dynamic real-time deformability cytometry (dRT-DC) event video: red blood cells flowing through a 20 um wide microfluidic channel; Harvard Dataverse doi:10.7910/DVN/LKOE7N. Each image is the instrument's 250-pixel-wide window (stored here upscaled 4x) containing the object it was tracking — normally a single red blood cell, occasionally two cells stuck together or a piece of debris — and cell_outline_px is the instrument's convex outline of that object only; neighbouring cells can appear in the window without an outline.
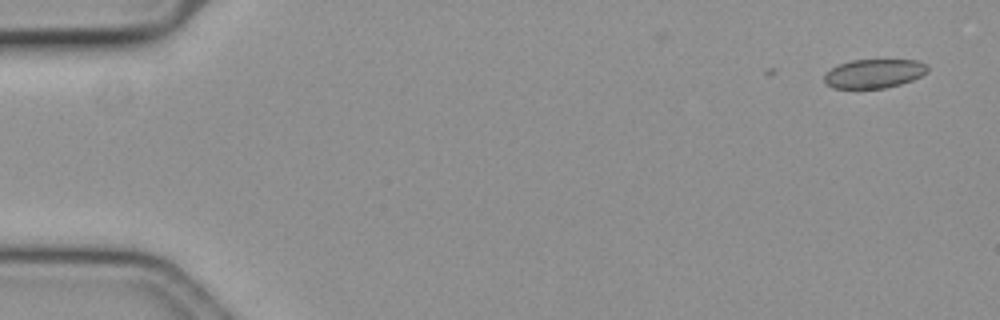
{"species": "common noctule bat (a hibernating species)", "species_latin": "Nyctalus noctula", "temperature_condition": "cold", "stored_images_in_passage": 3, "camera_frame_rate_fps": 3000, "um_per_image_px": 0.085, "animal": {"sex": "female", "body_mass_g": 19.3, "forearm_length_mm": 54.1}, "frame": {"image": 1, "passage_image": 3, "time_ms": 0.667, "image_size_px": [1000, 320], "cell_outline_px": [[928, 72], [912, 80], [900, 84], [884, 88], [832, 88], [824, 80], [824, 76], [832, 68], [840, 64], [852, 60], [916, 60], [928, 64]], "centroid_in_image_um": [74.33, 6.25], "position_along_channel_um": 10.7, "area_um2": 17.28}}